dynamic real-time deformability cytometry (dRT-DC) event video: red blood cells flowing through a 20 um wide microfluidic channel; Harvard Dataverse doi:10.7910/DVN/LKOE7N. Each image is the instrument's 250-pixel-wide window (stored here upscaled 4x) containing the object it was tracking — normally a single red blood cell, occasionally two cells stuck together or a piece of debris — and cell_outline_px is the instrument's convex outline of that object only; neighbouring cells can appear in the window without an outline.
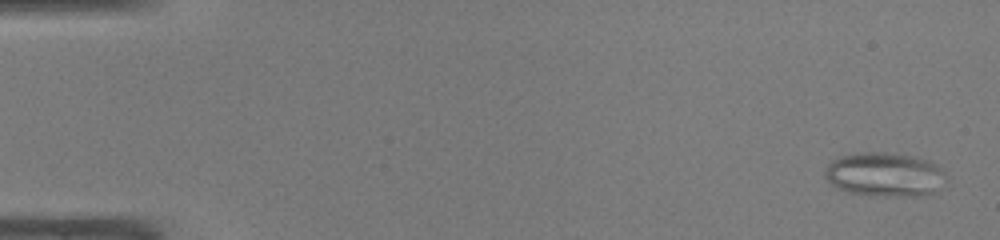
{"species": "common noctule bat (a hibernating species)", "species_latin": "Nyctalus noctula", "temperature_condition": "warm", "stored_images_in_passage": 48, "segment_of_instrument_passage": [1, 2], "camera_frame_rate_fps": 3000, "um_per_image_px": 0.085, "animal": {"sex": "male", "body_mass_g": 19.0, "forearm_length_mm": 50.8}, "frame": {"image": 1, "passage_image": 2, "time_ms": 0.333, "image_size_px": [1000, 240], "cell_outline_px": [[944, 172], [932, 192], [920, 196], [884, 196], [848, 192], [836, 188], [824, 176], [824, 172], [828, 164], [832, 160], [840, 156], [856, 152], [884, 152], [912, 156], [928, 160], [936, 164]], "centroid_in_image_um": [75.09, 14.81], "position_along_channel_um": 9.9, "area_um2": 30.58}}